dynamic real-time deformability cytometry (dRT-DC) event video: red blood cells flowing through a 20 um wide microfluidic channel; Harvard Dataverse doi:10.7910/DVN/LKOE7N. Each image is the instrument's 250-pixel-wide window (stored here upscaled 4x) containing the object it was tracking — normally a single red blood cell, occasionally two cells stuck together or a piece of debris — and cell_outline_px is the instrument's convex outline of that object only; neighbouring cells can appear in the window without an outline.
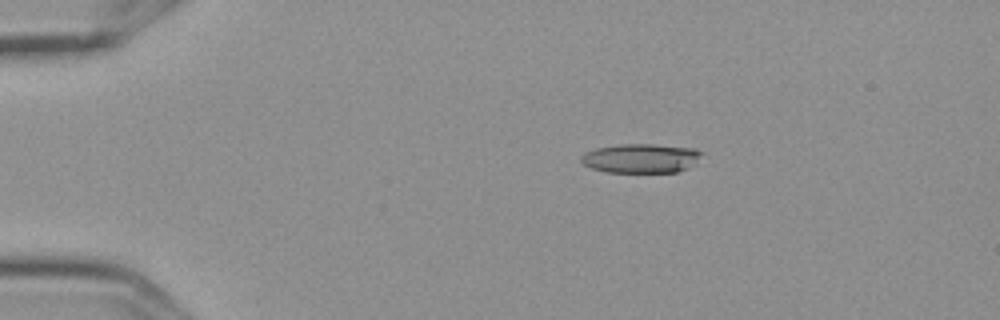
{"species": "Egyptian fruit bat (a non-hibernating species)", "species_latin": "Rousettus aegyptiacus", "temperature_condition": "cold", "stored_images_in_passage": 3, "camera_frame_rate_fps": 3000, "um_per_image_px": 0.085, "frame": {"image": 1, "passage_image": 2, "time_ms": 0.333, "image_size_px": [1000, 320], "cell_outline_px": [[704, 152], [688, 168], [676, 172], [604, 172], [592, 168], [584, 164], [580, 160], [580, 156], [584, 152], [596, 148], [620, 144], [652, 144], [696, 148]], "centroid_in_image_um": [54.46, 13.45], "position_along_channel_um": 30.5, "area_um2": 20.58}}